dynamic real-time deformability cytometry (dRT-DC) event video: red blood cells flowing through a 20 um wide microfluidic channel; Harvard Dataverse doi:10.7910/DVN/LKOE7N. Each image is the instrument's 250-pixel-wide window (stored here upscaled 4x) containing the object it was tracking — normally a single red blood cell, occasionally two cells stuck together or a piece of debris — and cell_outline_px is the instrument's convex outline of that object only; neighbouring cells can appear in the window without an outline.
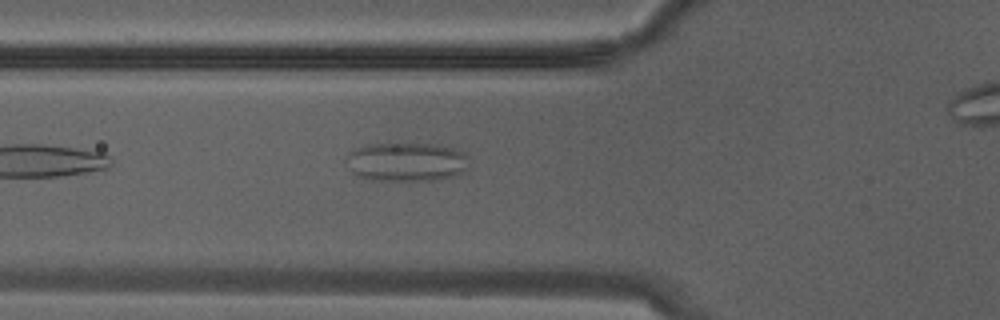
{"species": "Egyptian fruit bat (a non-hibernating species)", "species_latin": "Rousettus aegyptiacus", "temperature_condition": "warm", "stored_images_in_passage": 3, "camera_frame_rate_fps": 3000, "um_per_image_px": 0.085, "animal": {"sex": "male"}, "frame": {"image": 1, "passage_image": 3, "time_ms": 0.667, "image_size_px": [1000, 320], "cell_outline_px": [[468, 168], [464, 172], [456, 176], [436, 180], [372, 180], [360, 176], [352, 172], [344, 160], [356, 148], [368, 144], [436, 144], [456, 148], [464, 152], [468, 156]], "centroid_in_image_um": [34.61, 13.76], "position_along_channel_um": 91.2, "area_um2": 28.03}}